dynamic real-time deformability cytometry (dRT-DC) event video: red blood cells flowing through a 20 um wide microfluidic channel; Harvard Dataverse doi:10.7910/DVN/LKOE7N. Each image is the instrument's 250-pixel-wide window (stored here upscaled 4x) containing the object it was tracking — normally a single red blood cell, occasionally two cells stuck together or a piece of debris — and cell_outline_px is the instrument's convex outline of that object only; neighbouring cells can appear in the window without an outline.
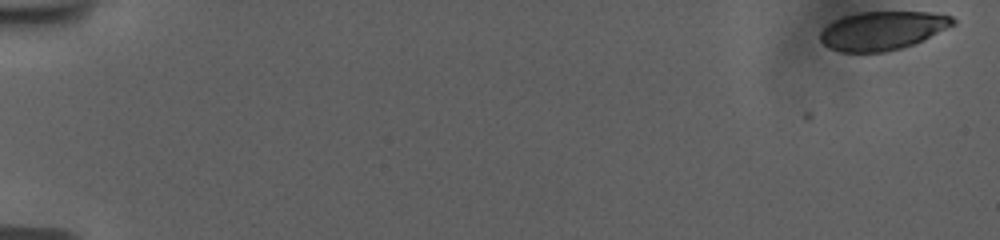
{"species": "human", "species_latin": "Homo sapiens", "temperature_condition": "room temperature", "stored_images_in_passage": 10, "camera_frame_rate_fps": 3000, "um_per_image_px": 0.085, "donor": {"sex": "female"}, "frame": {"image": 1, "passage_image": 1, "time_ms": 0.0, "image_size_px": [1000, 240], "cell_outline_px": [[956, 24], [912, 44], [900, 48], [884, 52], [840, 52], [828, 48], [820, 40], [820, 32], [828, 24], [844, 16], [860, 12], [928, 12], [952, 16], [956, 20]], "centroid_in_image_um": [74.99, 2.6], "position_along_channel_um": 10.0, "area_um2": 29.59}}